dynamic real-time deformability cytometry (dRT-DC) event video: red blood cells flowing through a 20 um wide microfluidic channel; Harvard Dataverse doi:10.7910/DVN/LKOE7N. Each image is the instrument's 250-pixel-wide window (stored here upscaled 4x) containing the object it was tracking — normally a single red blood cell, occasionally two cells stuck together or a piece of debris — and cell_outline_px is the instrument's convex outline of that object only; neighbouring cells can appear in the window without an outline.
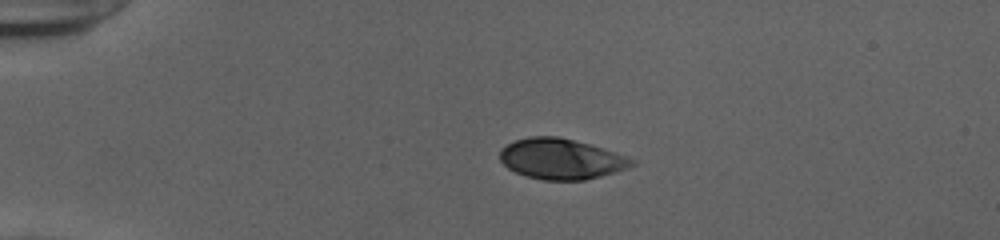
{"species": "human", "species_latin": "Homo sapiens", "temperature_condition": "cold", "stored_images_in_passage": 41, "camera_frame_rate_fps": 3000, "um_per_image_px": 0.085, "donor": {"sex": "female"}, "frame": {"image": 1, "passage_image": 1, "time_ms": 0.0, "image_size_px": [1000, 240], "cell_outline_px": [[636, 164], [628, 168], [616, 172], [584, 180], [544, 180], [524, 176], [508, 168], [500, 160], [500, 148], [516, 140], [528, 136], [560, 136], [604, 148], [616, 152], [636, 160]], "centroid_in_image_um": [47.71, 13.5], "position_along_channel_um": 37.3, "area_um2": 31.39}}
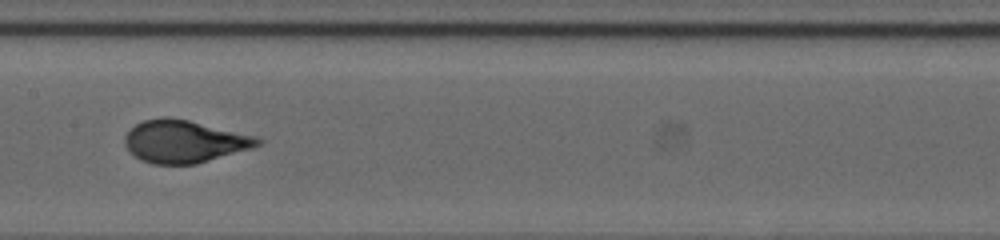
{"frame": {"image": 2, "passage_image": 17, "time_ms": 5.333, "image_size_px": [1000, 240], "cell_outline_px": [[264, 140], [260, 144], [252, 148], [196, 164], [152, 164], [140, 160], [124, 144], [124, 136], [136, 124], [144, 120], [164, 116], [188, 120], [256, 136]], "centroid_in_image_um": [15.67, 12.02], "position_along_channel_um": 191.7, "area_um2": 32.71}}
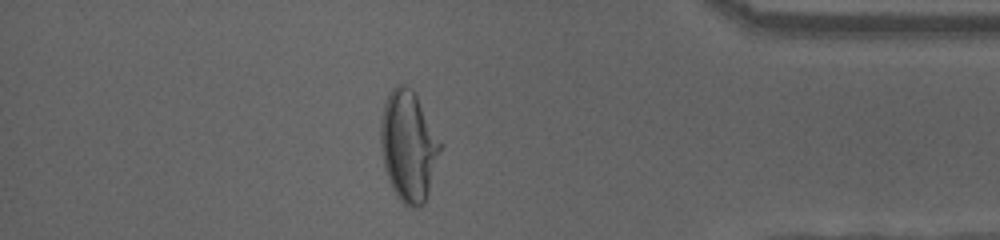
{"frame": {"image": 3, "passage_image": 35, "time_ms": 11.333, "image_size_px": [1000, 240], "cell_outline_px": [[444, 148], [424, 204], [412, 208], [404, 204], [396, 196], [388, 180], [384, 168], [380, 144], [380, 120], [384, 104], [392, 88], [396, 84], [404, 84], [412, 88], [444, 144]], "centroid_in_image_um": [34.75, 12.42], "position_along_channel_um": 400.5, "area_um2": 39.25}, "authors_computed_cell_mechanics": {"area_um2": 32.5414, "velocity_mm_per_s": 3.9074, "shape_relaxation_time_tau1_ms": 4.4601, "shape_relaxation_time_tau2_ms": null, "deformation_change_tau1": 0.2041, "deformation_change_tau2": null}}